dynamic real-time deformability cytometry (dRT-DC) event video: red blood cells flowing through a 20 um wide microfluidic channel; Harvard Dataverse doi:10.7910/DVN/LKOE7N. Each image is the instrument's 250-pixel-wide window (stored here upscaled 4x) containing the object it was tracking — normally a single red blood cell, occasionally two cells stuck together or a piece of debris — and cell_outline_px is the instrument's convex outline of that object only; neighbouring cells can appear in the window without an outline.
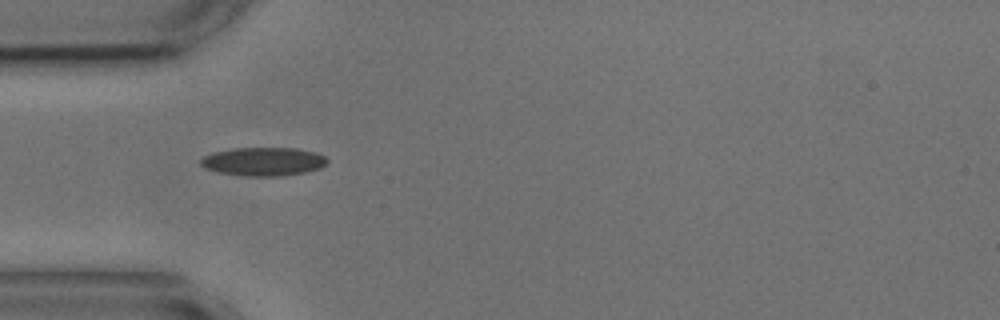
{"species": "common noctule bat (a hibernating species)", "species_latin": "Nyctalus noctula", "temperature_condition": "cold", "stored_images_in_passage": 40, "camera_frame_rate_fps": 3000, "um_per_image_px": 0.085, "animal": {"sex": "male", "body_mass_g": 17.9, "forearm_length_mm": 54.2}, "frame": {"image": 1, "passage_image": 1, "time_ms": 0.0, "image_size_px": [1000, 320], "cell_outline_px": [[328, 164], [320, 168], [304, 172], [280, 176], [244, 176], [216, 172], [204, 168], [200, 164], [200, 160], [204, 156], [212, 152], [232, 148], [296, 148], [316, 152], [324, 156], [328, 160]], "centroid_in_image_um": [22.37, 13.73], "position_along_channel_um": 62.6, "area_um2": 21.21}}
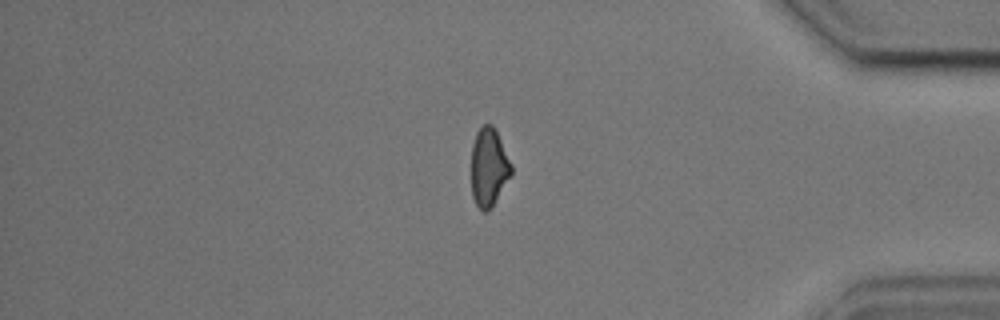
{"frame": {"image": 2, "passage_image": 31, "time_ms": 10.0, "image_size_px": [1000, 320], "cell_outline_px": [[512, 176], [492, 208], [488, 212], [484, 212], [476, 204], [472, 196], [472, 144], [476, 132], [484, 124], [492, 124], [496, 128], [512, 164]], "centroid_in_image_um": [41.58, 14.22], "position_along_channel_um": 393.6, "area_um2": 18.67}}
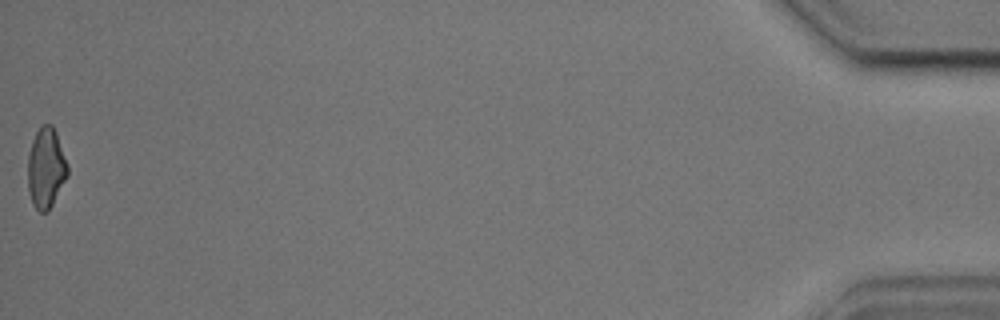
{"frame": {"image": 3, "passage_image": 40, "time_ms": 13.0, "image_size_px": [1000, 320], "cell_outline_px": [[68, 176], [48, 212], [40, 212], [32, 204], [28, 188], [28, 156], [32, 140], [40, 124], [52, 124], [56, 132], [68, 164]], "centroid_in_image_um": [3.91, 14.27], "position_along_channel_um": 431.3, "area_um2": 18.79}, "authors_computed_cell_mechanics": {"area_um2": 19.1029, "velocity_mm_per_s": 3.5992, "shape_relaxation_time_tau1_ms": 2.8023, "shape_relaxation_time_tau2_ms": null, "deformation_change_tau1": 0.0894, "deformation_change_tau2": null}}